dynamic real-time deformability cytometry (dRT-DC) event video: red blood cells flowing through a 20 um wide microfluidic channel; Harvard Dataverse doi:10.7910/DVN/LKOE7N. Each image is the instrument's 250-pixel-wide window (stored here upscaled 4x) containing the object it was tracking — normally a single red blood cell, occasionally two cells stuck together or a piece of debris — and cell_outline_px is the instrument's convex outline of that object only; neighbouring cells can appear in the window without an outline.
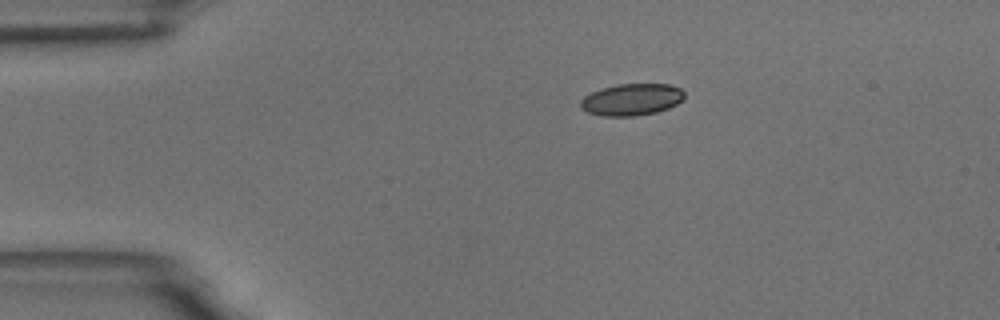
{"species": "common noctule bat (a hibernating species)", "species_latin": "Nyctalus noctula", "temperature_condition": "room temperature", "stored_images_in_passage": 48, "camera_frame_rate_fps": 3000, "um_per_image_px": 0.085, "animal": {"sex": "male", "body_mass_g": 18.8}, "frame": {"image": 1, "passage_image": 1, "time_ms": 0.0, "image_size_px": [1000, 320], "cell_outline_px": [[684, 100], [668, 108], [656, 112], [632, 116], [604, 116], [588, 112], [580, 108], [580, 100], [584, 96], [600, 88], [616, 84], [668, 84], [680, 88], [684, 92]], "centroid_in_image_um": [53.68, 8.45], "position_along_channel_um": 31.3, "area_um2": 19.31}}
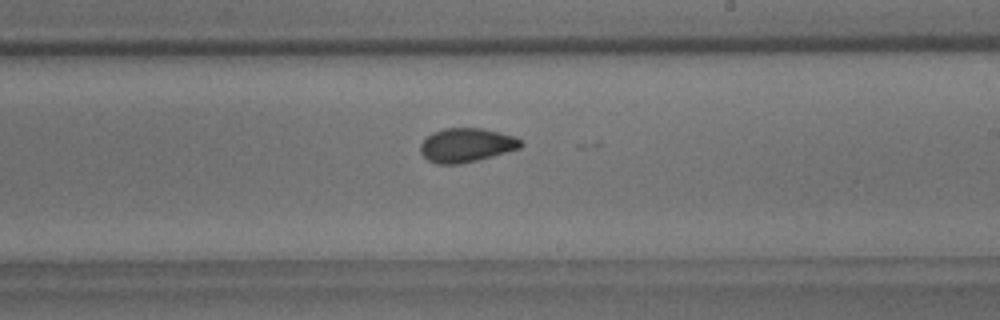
{"frame": {"image": 2, "passage_image": 24, "time_ms": 7.667, "image_size_px": [1000, 320], "cell_outline_px": [[524, 144], [520, 148], [508, 152], [460, 164], [436, 164], [428, 160], [420, 152], [420, 144], [432, 132], [444, 128], [480, 128], [516, 136]], "centroid_in_image_um": [39.64, 12.33], "position_along_channel_um": 249.4, "area_um2": 19.88}}
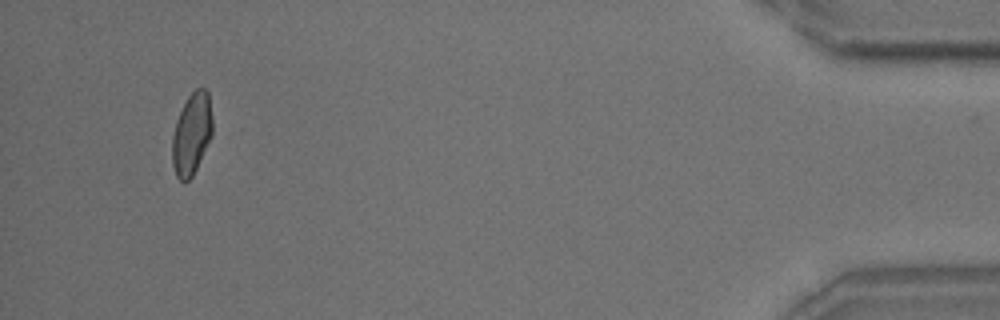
{"frame": {"image": 3, "passage_image": 45, "time_ms": 14.667, "image_size_px": [1000, 320], "cell_outline_px": [[212, 136], [192, 176], [184, 184], [176, 176], [172, 164], [172, 136], [176, 120], [188, 96], [196, 88], [204, 88], [208, 92], [212, 116]], "centroid_in_image_um": [16.29, 11.39], "position_along_channel_um": 418.9, "area_um2": 19.19}}